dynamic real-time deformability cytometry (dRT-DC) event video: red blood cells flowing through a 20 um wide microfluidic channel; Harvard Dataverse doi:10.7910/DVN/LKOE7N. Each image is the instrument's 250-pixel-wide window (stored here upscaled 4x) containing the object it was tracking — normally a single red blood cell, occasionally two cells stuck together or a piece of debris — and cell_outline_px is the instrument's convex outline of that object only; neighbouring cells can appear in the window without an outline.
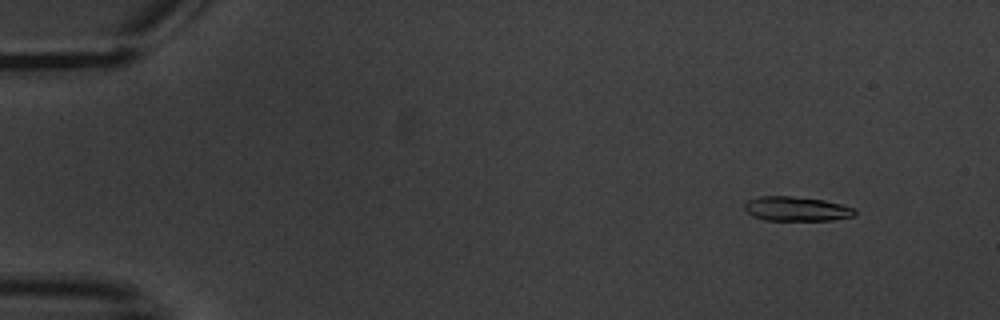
{"species": "common noctule bat (a hibernating species)", "species_latin": "Nyctalus noctula", "temperature_condition": "warm", "stored_images_in_passage": 4, "camera_frame_rate_fps": 3000, "um_per_image_px": 0.085, "animal": {"sex": "male", "body_mass_g": 20.1, "forearm_length_mm": 53.5}, "frame": {"image": 1, "passage_image": 1, "time_ms": 0.0, "image_size_px": [1000, 320], "cell_outline_px": [[856, 216], [832, 220], [764, 220], [752, 216], [744, 208], [744, 204], [748, 200], [760, 196], [792, 196], [824, 200], [840, 204], [852, 208], [856, 212]], "centroid_in_image_um": [67.69, 17.75], "position_along_channel_um": 17.3, "area_um2": 15.66}}
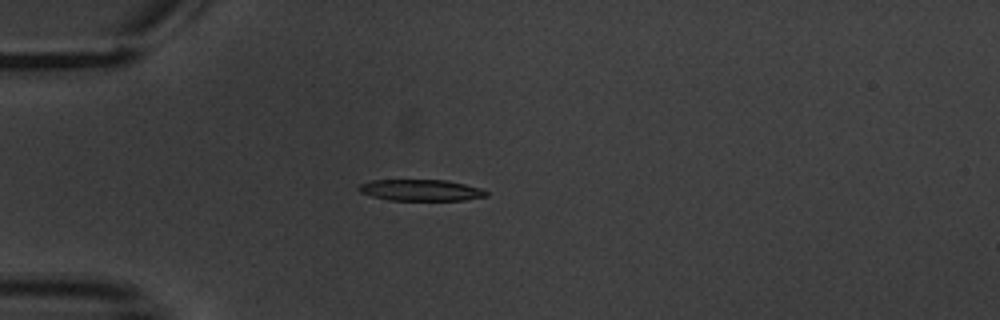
{"frame": {"image": 2, "passage_image": 4, "time_ms": 3.667, "image_size_px": [1000, 320], "cell_outline_px": [[488, 196], [464, 200], [388, 200], [372, 196], [360, 192], [356, 188], [360, 184], [372, 180], [444, 180], [464, 184], [480, 188], [488, 192]], "centroid_in_image_um": [35.75, 16.17], "position_along_channel_um": 49.2, "area_um2": 15.78}}